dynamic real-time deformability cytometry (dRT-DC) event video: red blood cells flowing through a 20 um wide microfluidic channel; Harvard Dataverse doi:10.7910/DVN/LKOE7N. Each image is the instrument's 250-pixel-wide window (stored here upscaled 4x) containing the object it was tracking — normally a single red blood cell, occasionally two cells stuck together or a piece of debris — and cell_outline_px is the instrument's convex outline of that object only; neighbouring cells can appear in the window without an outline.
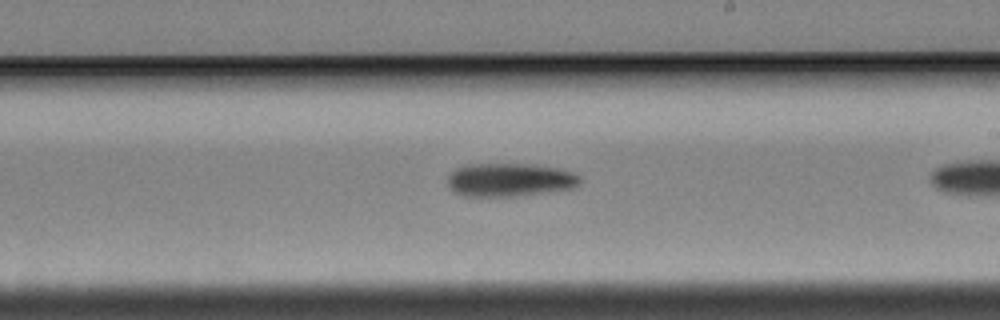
{"species": "Egyptian fruit bat (a non-hibernating species)", "species_latin": "Rousettus aegyptiacus", "temperature_condition": "cold", "stored_images_in_passage": 19, "camera_frame_rate_fps": 3000, "um_per_image_px": 0.085, "animal": {"sex": "female"}, "frame": {"image": 1, "passage_image": 14, "time_ms": 4.333, "image_size_px": [1000, 320], "cell_outline_px": [[580, 184], [576, 188], [548, 192], [516, 196], [464, 196], [452, 192], [448, 184], [448, 176], [456, 168], [468, 164], [532, 164], [556, 168], [572, 172], [580, 176]], "centroid_in_image_um": [43.33, 15.29], "position_along_channel_um": 245.7, "area_um2": 25.89}}